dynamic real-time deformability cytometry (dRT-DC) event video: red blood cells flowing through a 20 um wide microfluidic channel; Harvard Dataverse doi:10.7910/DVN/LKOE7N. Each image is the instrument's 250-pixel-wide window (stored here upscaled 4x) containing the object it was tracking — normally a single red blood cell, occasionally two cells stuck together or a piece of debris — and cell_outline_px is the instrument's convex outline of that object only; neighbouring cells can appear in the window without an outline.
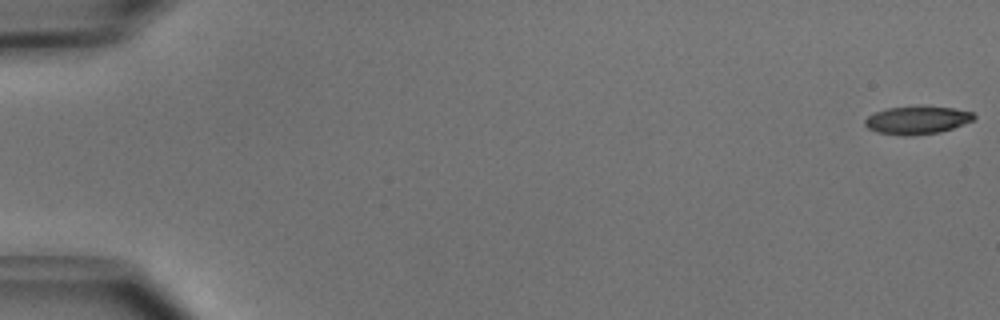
{"species": "common noctule bat (a hibernating species)", "species_latin": "Nyctalus noctula", "temperature_condition": "cold", "stored_images_in_passage": 52, "camera_frame_rate_fps": 3000, "um_per_image_px": 0.085, "animal": {"sex": "male", "body_mass_g": 15.6}, "frame": {"image": 1, "passage_image": 1, "time_ms": 0.0, "image_size_px": [1000, 320], "cell_outline_px": [[976, 116], [972, 120], [952, 128], [940, 132], [908, 136], [900, 136], [876, 132], [868, 128], [864, 124], [864, 120], [868, 116], [876, 112], [888, 108], [920, 104], [952, 108], [972, 112]], "centroid_in_image_um": [77.92, 10.19], "position_along_channel_um": 7.1, "area_um2": 18.09}}
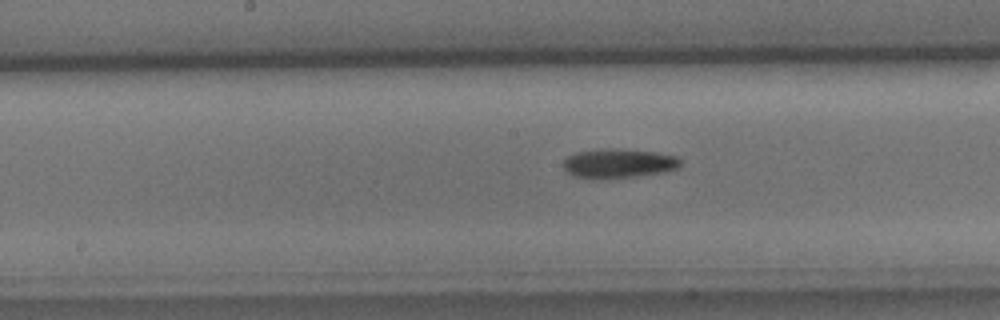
{"frame": {"image": 2, "passage_image": 27, "time_ms": 8.667, "image_size_px": [1000, 320], "cell_outline_px": [[680, 164], [676, 168], [664, 172], [636, 176], [604, 180], [592, 180], [572, 176], [560, 164], [568, 156], [576, 152], [604, 148], [616, 148], [656, 152], [676, 156], [680, 160]], "centroid_in_image_um": [52.5, 13.9], "position_along_channel_um": 195.7, "area_um2": 20.46}}
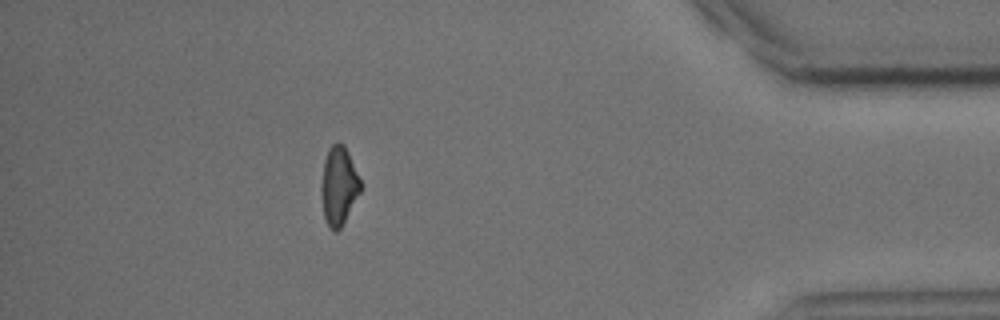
{"frame": {"image": 3, "passage_image": 46, "time_ms": 15.0, "image_size_px": [1000, 320], "cell_outline_px": [[360, 192], [340, 228], [336, 232], [328, 224], [324, 216], [320, 192], [320, 188], [324, 160], [328, 148], [332, 144], [344, 144], [348, 152], [360, 180]], "centroid_in_image_um": [28.77, 15.77], "position_along_channel_um": 406.4, "area_um2": 17.57}, "authors_computed_cell_mechanics": {"area_um2": 18.9006, "velocity_mm_per_s": 3.9828, "shape_relaxation_time_tau1_ms": 3.6033, "shape_relaxation_time_tau2_ms": null, "deformation_change_tau1": 0.1191, "deformation_change_tau2": null}}